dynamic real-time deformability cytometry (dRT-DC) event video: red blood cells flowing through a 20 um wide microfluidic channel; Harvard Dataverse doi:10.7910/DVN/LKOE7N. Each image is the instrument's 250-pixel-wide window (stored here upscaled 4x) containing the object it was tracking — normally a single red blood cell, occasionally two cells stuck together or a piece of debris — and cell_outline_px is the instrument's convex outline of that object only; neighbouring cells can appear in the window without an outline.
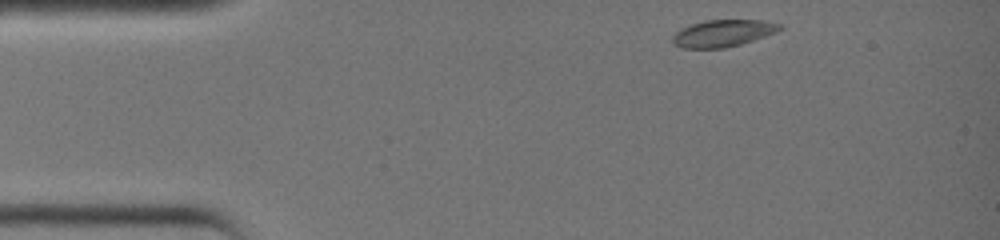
{"species": "common noctule bat (a hibernating species)", "species_latin": "Nyctalus noctula", "temperature_condition": "warm", "stored_images_in_passage": 29, "camera_frame_rate_fps": 3000, "um_per_image_px": 0.085, "animal": {"sex": "female", "body_mass_g": 19.0, "forearm_length_mm": 51.5}, "frame": {"image": 1, "passage_image": 1, "time_ms": 0.0, "image_size_px": [1000, 240], "cell_outline_px": [[784, 28], [776, 32], [740, 44], [724, 48], [680, 48], [672, 44], [672, 36], [676, 32], [692, 24], [704, 20], [764, 20], [784, 24]], "centroid_in_image_um": [61.47, 2.82], "position_along_channel_um": 23.5, "area_um2": 16.88}}
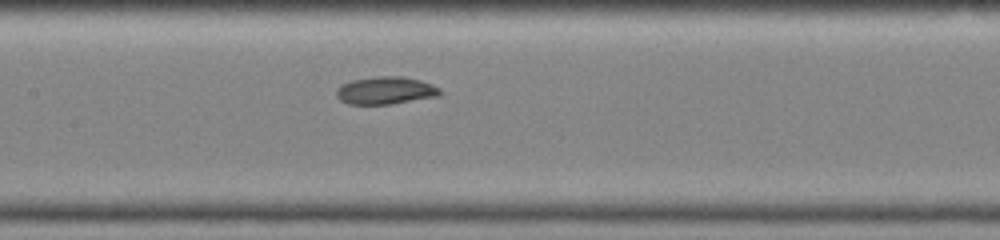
{"frame": {"image": 2, "passage_image": 14, "time_ms": 4.333, "image_size_px": [1000, 240], "cell_outline_px": [[444, 92], [440, 96], [392, 104], [348, 104], [340, 100], [336, 96], [336, 88], [340, 84], [352, 80], [376, 76], [404, 76], [420, 80], [432, 84], [440, 88]], "centroid_in_image_um": [32.79, 7.69], "position_along_channel_um": 174.6, "area_um2": 16.99}}
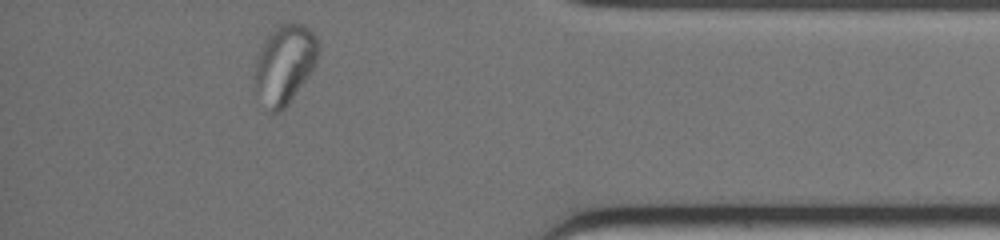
{"frame": {"image": 3, "passage_image": 29, "time_ms": 9.333, "image_size_px": [1000, 240], "cell_outline_px": [[320, 52], [316, 64], [312, 72], [288, 104], [280, 112], [268, 112], [256, 88], [256, 64], [260, 48], [268, 36], [280, 24], [304, 24], [316, 36], [320, 44]], "centroid_in_image_um": [24.26, 5.47], "position_along_channel_um": 410.9, "area_um2": 28.96}}